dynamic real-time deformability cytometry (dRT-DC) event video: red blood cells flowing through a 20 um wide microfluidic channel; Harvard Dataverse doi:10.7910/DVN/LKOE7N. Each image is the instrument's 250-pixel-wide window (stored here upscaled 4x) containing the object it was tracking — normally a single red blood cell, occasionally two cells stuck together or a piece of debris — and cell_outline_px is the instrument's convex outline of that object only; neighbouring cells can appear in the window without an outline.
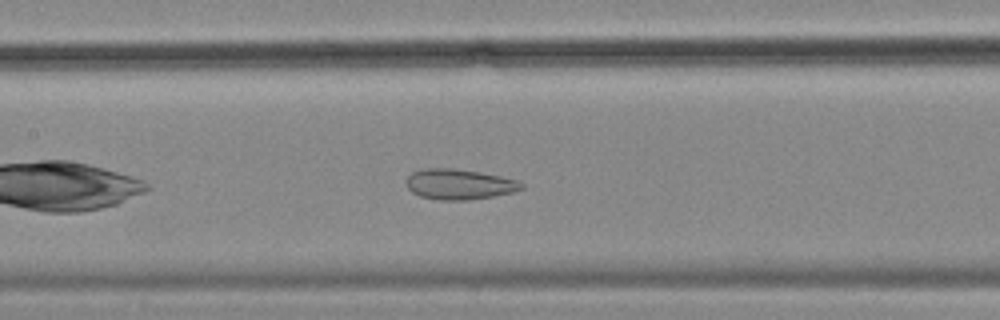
{"species": "common noctule bat (a hibernating species)", "species_latin": "Nyctalus noctula", "temperature_condition": "cold", "stored_images_in_passage": 36, "camera_frame_rate_fps": 3000, "um_per_image_px": 0.085, "animal": {"sex": "female", "body_mass_g": 18.4}, "frame": {"image": 1, "passage_image": 12, "time_ms": 3.667, "image_size_px": [1000, 320], "cell_outline_px": [[524, 188], [512, 192], [492, 196], [468, 200], [440, 200], [420, 196], [412, 192], [408, 188], [404, 180], [412, 172], [424, 168], [452, 168], [480, 172], [500, 176], [516, 180], [524, 184]], "centroid_in_image_um": [39.0, 15.66], "position_along_channel_um": 168.4, "area_um2": 20.4}}
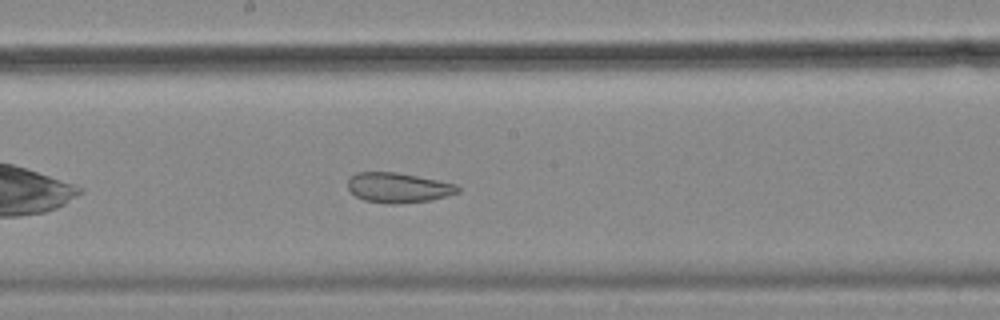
{"frame": {"image": 2, "passage_image": 16, "time_ms": 5.0, "image_size_px": [1000, 320], "cell_outline_px": [[460, 192], [432, 200], [396, 204], [384, 204], [364, 200], [356, 196], [348, 188], [348, 180], [356, 172], [396, 172], [456, 184], [460, 188]], "centroid_in_image_um": [33.85, 15.96], "position_along_channel_um": 214.4, "area_um2": 19.19}}
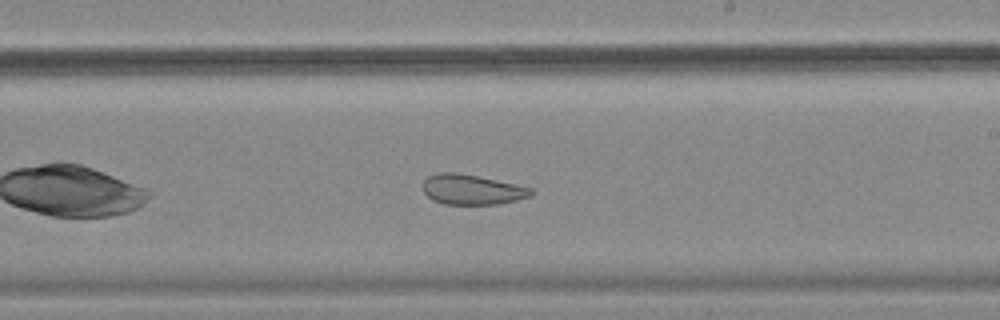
{"frame": {"image": 3, "passage_image": 19, "time_ms": 6.0, "image_size_px": [1000, 320], "cell_outline_px": [[536, 192], [532, 196], [516, 200], [496, 204], [444, 204], [432, 200], [424, 192], [424, 180], [428, 176], [436, 172], [456, 172], [516, 184], [532, 188]], "centroid_in_image_um": [40.13, 16.11], "position_along_channel_um": 248.9, "area_um2": 18.96}, "authors_computed_cell_mechanics": {"area_um2": 20.808, "velocity_mm_per_s": 3.4772, "shape_relaxation_time_tau1_ms": null, "shape_relaxation_time_tau2_ms": 2.2022, "deformation_change_tau1": null, "deformation_change_tau2": 0.0877}}